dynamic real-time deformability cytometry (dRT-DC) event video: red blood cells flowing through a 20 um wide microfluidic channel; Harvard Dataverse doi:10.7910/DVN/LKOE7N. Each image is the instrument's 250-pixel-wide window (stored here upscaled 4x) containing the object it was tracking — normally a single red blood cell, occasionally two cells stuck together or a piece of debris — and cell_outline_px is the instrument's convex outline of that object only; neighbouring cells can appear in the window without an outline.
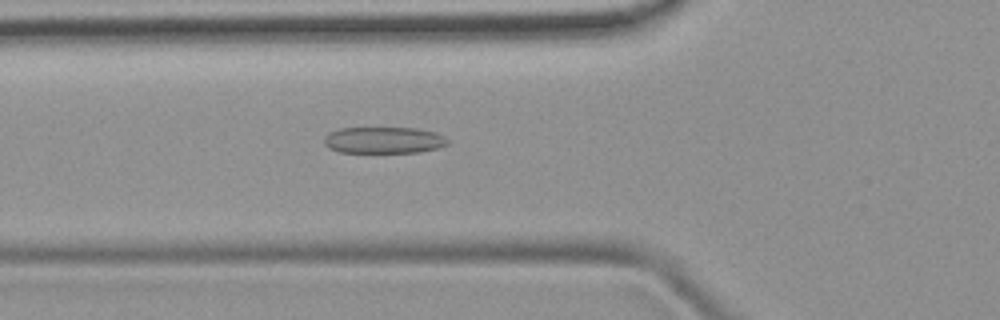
{"species": "common noctule bat (a hibernating species)", "species_latin": "Nyctalus noctula", "temperature_condition": "room temperature", "stored_images_in_passage": 39, "camera_frame_rate_fps": 3000, "um_per_image_px": 0.085, "animal": {"sex": "female", "body_mass_g": 19.9}, "frame": {"image": 1, "passage_image": 8, "time_ms": 2.333, "image_size_px": [1000, 320], "cell_outline_px": [[448, 144], [436, 148], [416, 152], [340, 152], [328, 148], [324, 144], [324, 140], [332, 132], [340, 128], [416, 128], [436, 132], [444, 136], [448, 140]], "centroid_in_image_um": [32.64, 11.91], "position_along_channel_um": 93.2, "area_um2": 18.84}}
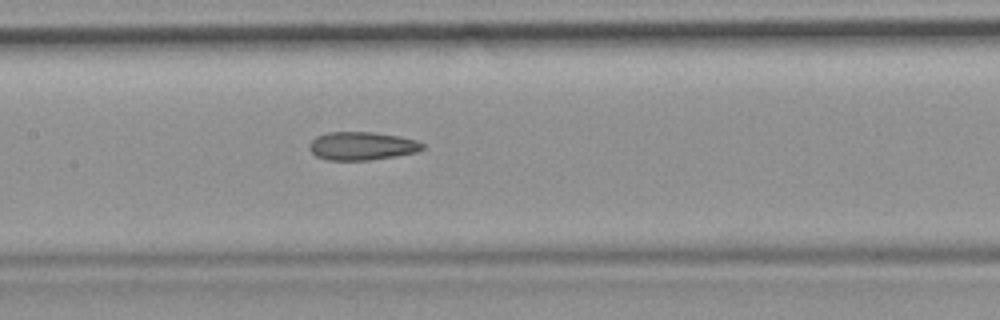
{"frame": {"image": 2, "passage_image": 14, "time_ms": 4.333, "image_size_px": [1000, 320], "cell_outline_px": [[424, 148], [416, 152], [396, 156], [368, 160], [328, 160], [316, 156], [308, 148], [308, 144], [316, 136], [328, 132], [372, 132], [400, 136], [416, 140], [424, 144]], "centroid_in_image_um": [30.75, 12.4], "position_along_channel_um": 176.7, "area_um2": 18.67}}
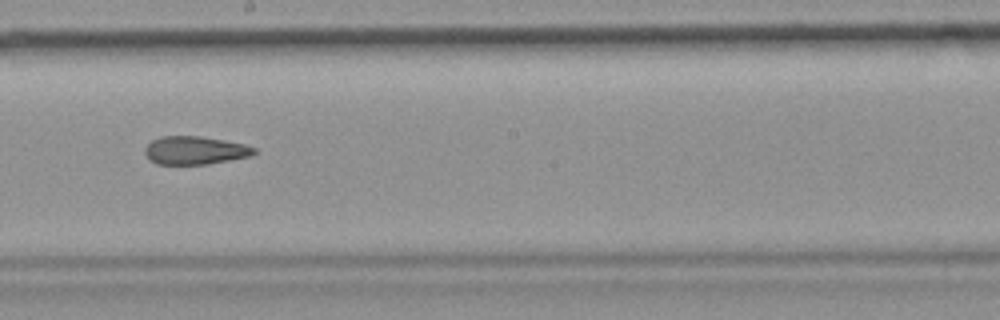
{"frame": {"image": 3, "passage_image": 18, "time_ms": 5.667, "image_size_px": [1000, 320], "cell_outline_px": [[256, 152], [252, 156], [208, 164], [156, 164], [144, 152], [144, 148], [152, 140], [160, 136], [200, 136], [224, 140], [244, 144], [256, 148]], "centroid_in_image_um": [16.59, 12.78], "position_along_channel_um": 231.6, "area_um2": 17.92}}